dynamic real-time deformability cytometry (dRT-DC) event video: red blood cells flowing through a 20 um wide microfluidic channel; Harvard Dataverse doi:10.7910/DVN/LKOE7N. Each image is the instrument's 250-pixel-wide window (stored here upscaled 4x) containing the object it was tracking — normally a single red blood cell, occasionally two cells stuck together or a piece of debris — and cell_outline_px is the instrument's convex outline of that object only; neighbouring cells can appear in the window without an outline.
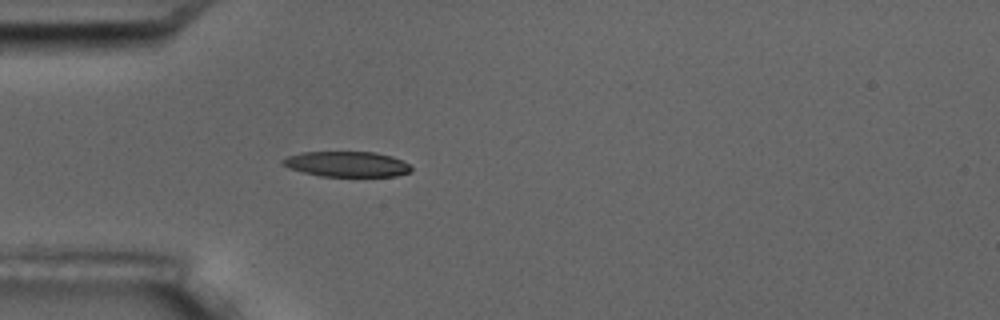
{"species": "common noctule bat (a hibernating species)", "species_latin": "Nyctalus noctula", "temperature_condition": "room temperature", "stored_images_in_passage": 4, "camera_frame_rate_fps": 3000, "um_per_image_px": 0.085, "animal": {"sex": "male", "body_mass_g": 17.5, "forearm_length_mm": 52.3}, "frame": {"image": 1, "passage_image": 4, "time_ms": 3.333, "image_size_px": [1000, 320], "cell_outline_px": [[412, 172], [396, 176], [320, 176], [304, 172], [292, 168], [284, 164], [280, 160], [288, 156], [300, 152], [376, 152], [392, 156], [408, 164], [412, 168]], "centroid_in_image_um": [29.52, 13.94], "position_along_channel_um": 55.5, "area_um2": 18.84}}